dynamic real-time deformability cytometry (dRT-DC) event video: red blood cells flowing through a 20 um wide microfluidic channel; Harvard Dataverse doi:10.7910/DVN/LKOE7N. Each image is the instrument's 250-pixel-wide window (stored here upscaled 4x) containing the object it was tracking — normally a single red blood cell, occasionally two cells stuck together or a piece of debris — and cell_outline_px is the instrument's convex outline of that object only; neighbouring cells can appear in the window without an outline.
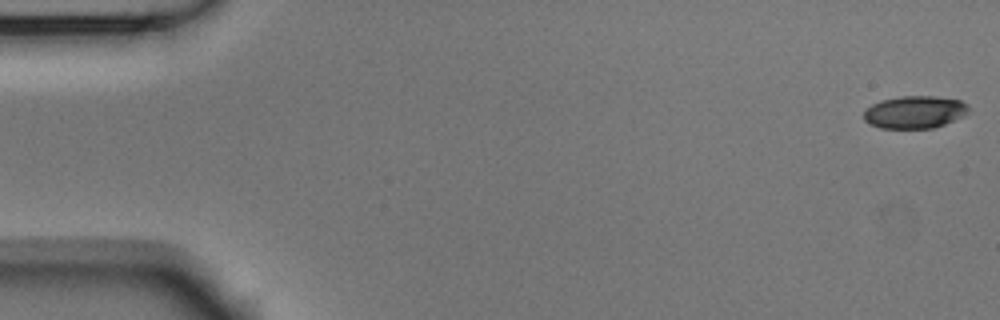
{"species": "Egyptian fruit bat (a non-hibernating species)", "species_latin": "Rousettus aegyptiacus", "temperature_condition": "room temperature", "stored_images_in_passage": 54, "camera_frame_rate_fps": 3000, "um_per_image_px": 0.085, "animal": {"sex": "male"}, "frame": {"image": 1, "passage_image": 1, "time_ms": 0.0, "image_size_px": [1000, 320], "cell_outline_px": [[968, 112], [964, 116], [944, 124], [932, 128], [880, 128], [868, 124], [864, 120], [864, 112], [872, 104], [880, 100], [900, 96], [932, 96], [960, 100], [968, 104]], "centroid_in_image_um": [77.74, 9.53], "position_along_channel_um": 7.3, "area_um2": 19.88}}
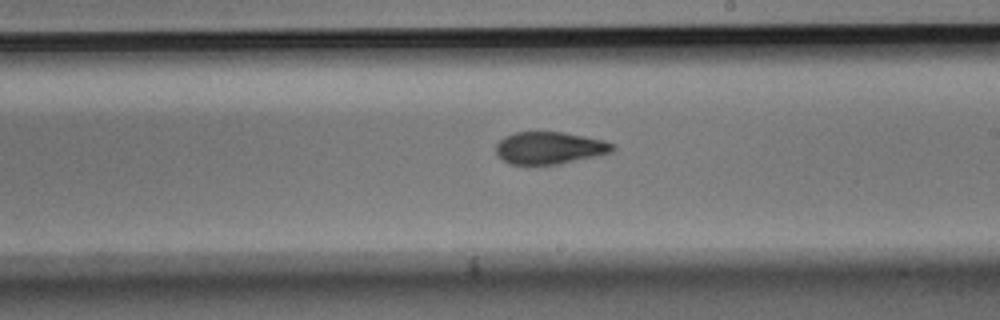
{"frame": {"image": 2, "passage_image": 31, "time_ms": 10.0, "image_size_px": [1000, 320], "cell_outline_px": [[616, 148], [612, 152], [560, 164], [528, 168], [508, 164], [496, 156], [496, 144], [504, 136], [516, 132], [564, 132], [604, 140], [616, 144]], "centroid_in_image_um": [46.66, 12.62], "position_along_channel_um": 242.3, "area_um2": 22.83}}
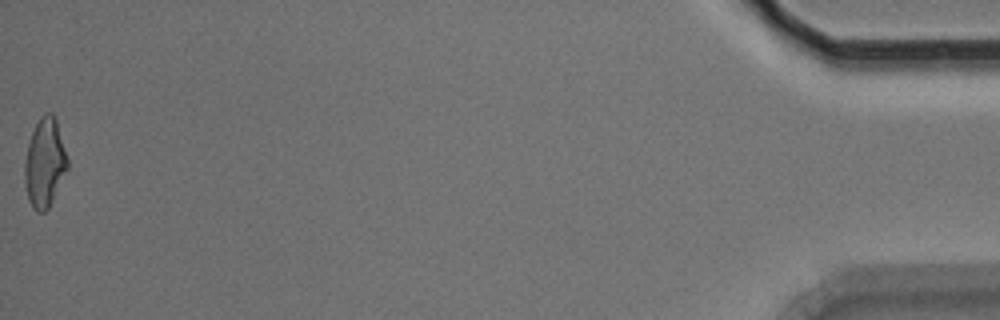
{"frame": {"image": 3, "passage_image": 54, "time_ms": 17.667, "image_size_px": [1000, 320], "cell_outline_px": [[68, 168], [48, 208], [44, 212], [36, 212], [32, 208], [28, 200], [24, 180], [24, 164], [28, 144], [32, 132], [40, 116], [44, 112], [52, 112], [56, 116], [68, 160]], "centroid_in_image_um": [3.8, 13.81], "position_along_channel_um": 431.4, "area_um2": 22.31}, "authors_computed_cell_mechanics": {"area_um2": 21.964, "velocity_mm_per_s": 3.7455, "shape_relaxation_time_tau1_ms": 4.7909, "shape_relaxation_time_tau2_ms": 2.5624, "deformation_change_tau1": 0.1554, "deformation_change_tau2": 0.0884}}